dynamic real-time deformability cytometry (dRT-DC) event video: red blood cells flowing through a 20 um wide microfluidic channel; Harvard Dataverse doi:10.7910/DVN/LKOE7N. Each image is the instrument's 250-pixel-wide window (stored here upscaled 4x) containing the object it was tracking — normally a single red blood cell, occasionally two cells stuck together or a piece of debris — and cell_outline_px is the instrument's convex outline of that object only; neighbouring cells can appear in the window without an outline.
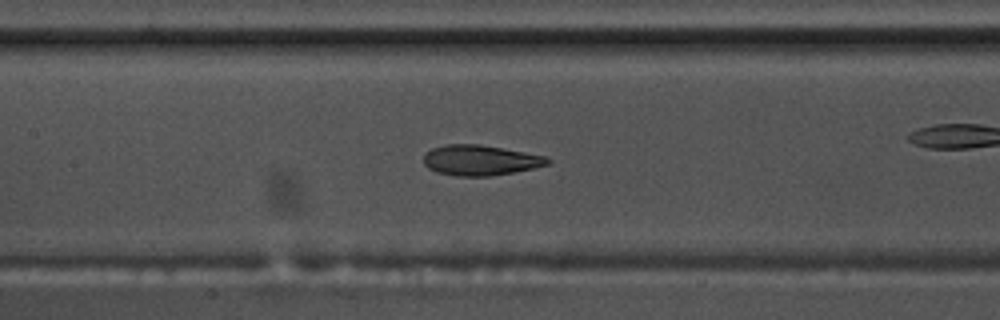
{"species": "common noctule bat (a hibernating species)", "species_latin": "Nyctalus noctula", "temperature_condition": "warm", "stored_images_in_passage": 56, "camera_frame_rate_fps": 3000, "um_per_image_px": 0.085, "animal": {"sex": "male", "body_mass_g": 17.5, "forearm_length_mm": 52.3}, "frame": {"image": 1, "passage_image": 25, "time_ms": 8.0, "image_size_px": [1000, 320], "cell_outline_px": [[552, 160], [548, 164], [532, 168], [512, 172], [488, 176], [456, 176], [436, 172], [428, 168], [424, 164], [424, 152], [432, 148], [448, 144], [480, 144], [524, 152], [544, 156]], "centroid_in_image_um": [40.77, 13.61], "position_along_channel_um": 166.6, "area_um2": 21.79}, "authors_computed_cell_mechanics": {"area_um2": 23.3223, "velocity_mm_per_s": 3.6362, "shape_relaxation_time_tau1_ms": 9.0585, "shape_relaxation_time_tau2_ms": 2.4456, "deformation_change_tau1": 0.2384, "deformation_change_tau2": 0.0931}}